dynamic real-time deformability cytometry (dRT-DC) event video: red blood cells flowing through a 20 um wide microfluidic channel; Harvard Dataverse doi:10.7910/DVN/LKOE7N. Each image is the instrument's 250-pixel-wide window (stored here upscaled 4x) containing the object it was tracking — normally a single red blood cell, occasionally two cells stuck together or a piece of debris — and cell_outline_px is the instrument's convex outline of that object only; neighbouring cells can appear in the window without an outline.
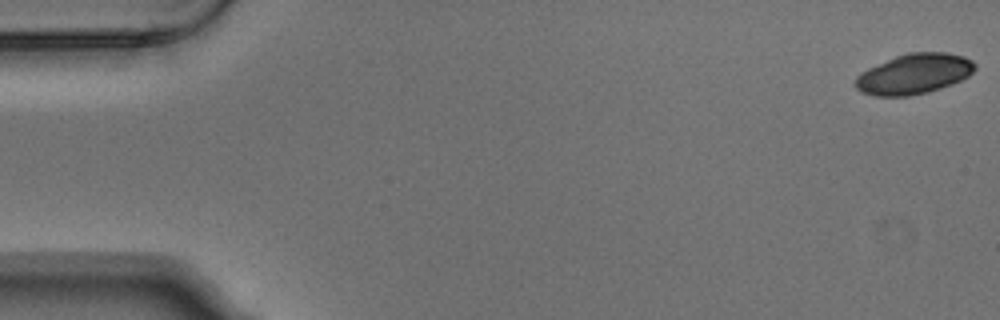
{"species": "Egyptian fruit bat (a non-hibernating species)", "species_latin": "Rousettus aegyptiacus", "temperature_condition": "warm", "stored_images_in_passage": 5, "camera_frame_rate_fps": 3000, "um_per_image_px": 0.085, "animal": {"sex": "male"}, "frame": {"image": 1, "passage_image": 1, "time_ms": 0.0, "image_size_px": [1000, 320], "cell_outline_px": [[976, 68], [968, 76], [952, 84], [928, 92], [908, 96], [876, 96], [860, 92], [856, 88], [856, 76], [860, 72], [868, 68], [896, 56], [908, 52], [948, 52], [964, 56], [972, 60], [976, 64]], "centroid_in_image_um": [77.7, 6.28], "position_along_channel_um": 7.3, "area_um2": 28.09}}
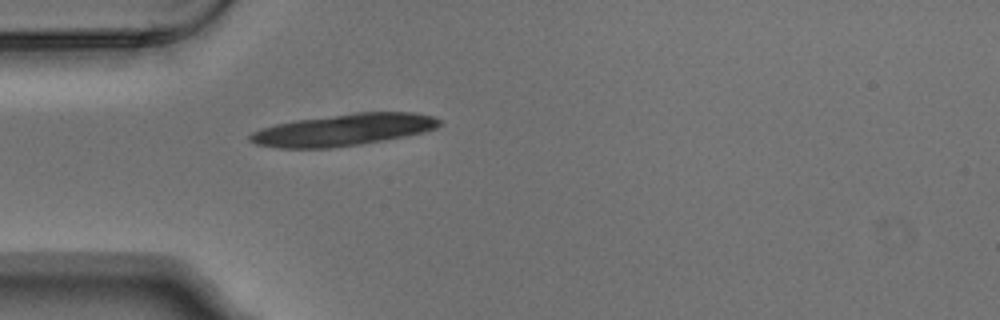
{"frame": {"image": 2, "passage_image": 5, "time_ms": 1.333, "image_size_px": [1000, 320], "cell_outline_px": [[440, 124], [436, 128], [424, 132], [384, 140], [360, 144], [332, 148], [280, 148], [256, 144], [248, 140], [248, 136], [252, 132], [260, 128], [276, 124], [296, 120], [356, 112], [412, 112], [436, 116], [440, 120]], "centroid_in_image_um": [29.19, 11.03], "position_along_channel_um": 55.8, "area_um2": 35.14}}